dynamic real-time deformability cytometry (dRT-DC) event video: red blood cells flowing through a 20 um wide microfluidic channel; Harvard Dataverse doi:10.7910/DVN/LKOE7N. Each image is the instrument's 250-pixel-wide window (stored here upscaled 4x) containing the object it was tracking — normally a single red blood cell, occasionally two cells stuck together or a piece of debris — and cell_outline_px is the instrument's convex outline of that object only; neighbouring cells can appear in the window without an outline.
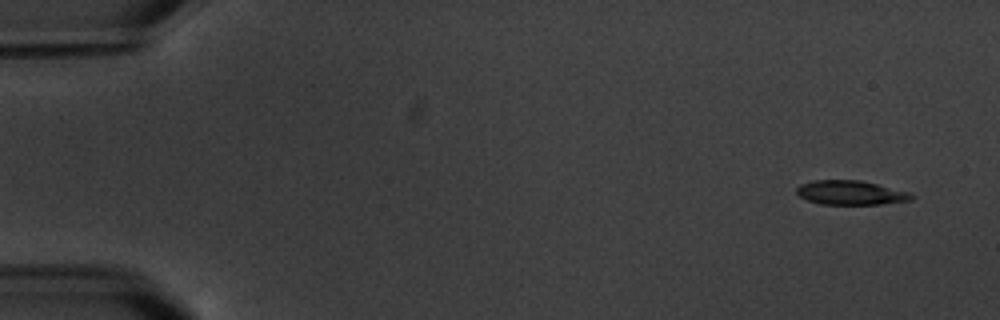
{"species": "common noctule bat (a hibernating species)", "species_latin": "Nyctalus noctula", "temperature_condition": "warm", "stored_images_in_passage": 5, "camera_frame_rate_fps": 3000, "um_per_image_px": 0.085, "animal": {"sex": "male", "body_mass_g": 20.1, "forearm_length_mm": 53.5}, "frame": {"image": 1, "passage_image": 1, "time_ms": 0.0, "image_size_px": [1000, 320], "cell_outline_px": [[916, 196], [912, 200], [880, 204], [820, 204], [808, 200], [800, 196], [796, 192], [796, 188], [800, 184], [812, 180], [860, 180], [908, 192]], "centroid_in_image_um": [72.29, 16.38], "position_along_channel_um": 12.7, "area_um2": 16.13}}
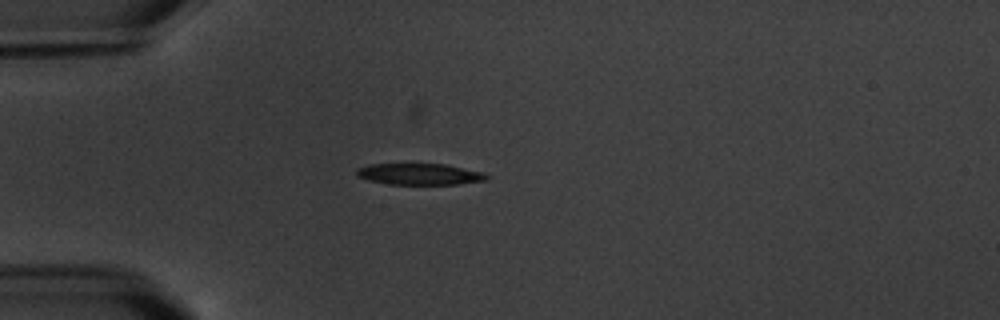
{"frame": {"image": 2, "passage_image": 4, "time_ms": 4.333, "image_size_px": [1000, 320], "cell_outline_px": [[488, 180], [456, 184], [388, 184], [368, 180], [356, 176], [356, 168], [368, 164], [444, 164], [484, 172], [488, 176]], "centroid_in_image_um": [35.64, 14.8], "position_along_channel_um": 49.4, "area_um2": 16.18}}